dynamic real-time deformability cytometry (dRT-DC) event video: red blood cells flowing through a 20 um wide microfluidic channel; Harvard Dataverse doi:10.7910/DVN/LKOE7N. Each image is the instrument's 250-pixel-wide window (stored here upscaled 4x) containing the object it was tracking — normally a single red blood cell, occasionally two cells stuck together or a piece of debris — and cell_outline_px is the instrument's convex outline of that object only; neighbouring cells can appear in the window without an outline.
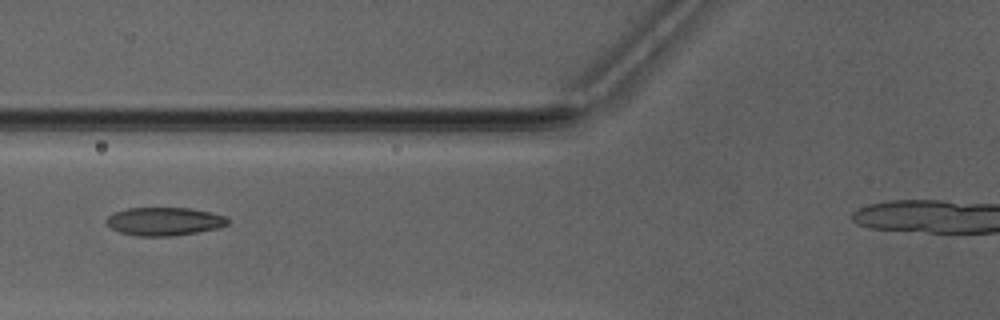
{"species": "Egyptian fruit bat (a non-hibernating species)", "species_latin": "Rousettus aegyptiacus", "temperature_condition": "warm", "stored_images_in_passage": 37, "camera_frame_rate_fps": 3000, "um_per_image_px": 0.085, "animal": {"sex": "male"}, "frame": {"image": 1, "passage_image": 13, "time_ms": 4.0, "image_size_px": [1000, 320], "cell_outline_px": [[228, 224], [220, 228], [172, 236], [136, 236], [120, 232], [112, 228], [104, 220], [112, 212], [128, 208], [192, 208], [224, 216], [228, 220]], "centroid_in_image_um": [13.93, 18.82], "position_along_channel_um": 111.9, "area_um2": 19.94}}
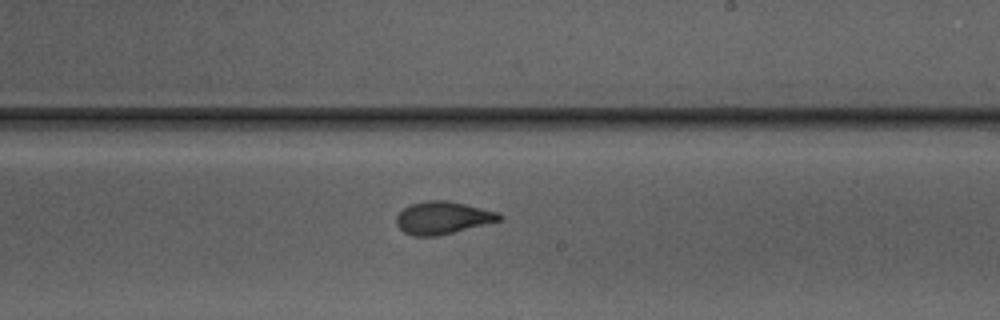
{"frame": {"image": 2, "passage_image": 23, "time_ms": 7.333, "image_size_px": [1000, 320], "cell_outline_px": [[504, 216], [500, 220], [436, 236], [412, 236], [404, 232], [396, 224], [396, 216], [408, 204], [424, 200], [448, 200], [496, 212]], "centroid_in_image_um": [37.56, 18.5], "position_along_channel_um": 251.4, "area_um2": 19.31}}
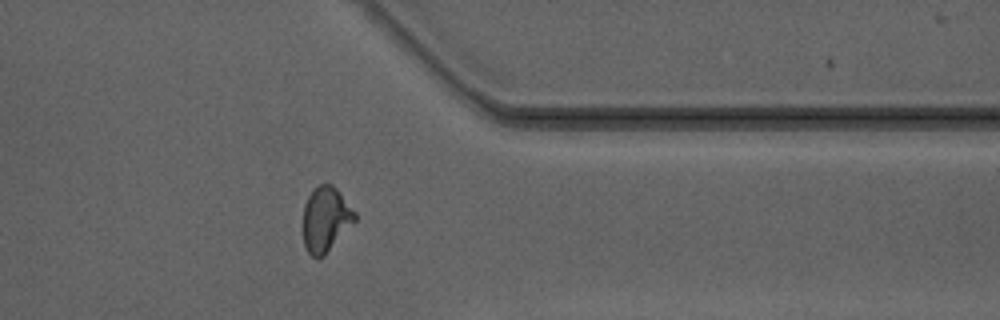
{"frame": {"image": 3, "passage_image": 33, "time_ms": 10.667, "image_size_px": [1000, 320], "cell_outline_px": [[356, 220], [324, 256], [316, 260], [308, 252], [304, 244], [304, 204], [308, 196], [320, 184], [332, 184], [340, 192], [356, 212]], "centroid_in_image_um": [27.7, 18.65], "position_along_channel_um": 383.7, "area_um2": 19.48}}